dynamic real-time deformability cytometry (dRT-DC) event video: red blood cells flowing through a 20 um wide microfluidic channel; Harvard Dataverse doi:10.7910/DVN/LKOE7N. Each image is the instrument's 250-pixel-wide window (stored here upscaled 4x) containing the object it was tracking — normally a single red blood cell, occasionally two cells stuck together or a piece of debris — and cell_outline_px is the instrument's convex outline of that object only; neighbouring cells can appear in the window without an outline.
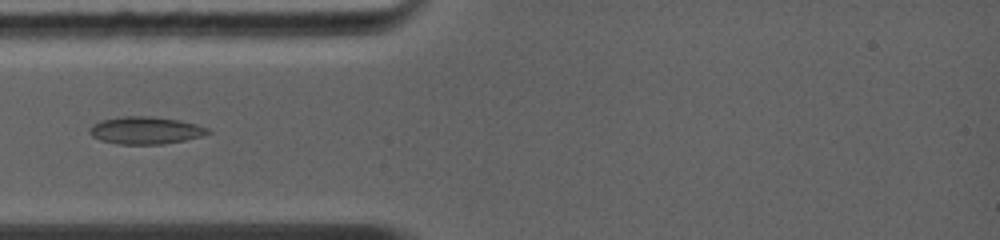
{"species": "common noctule bat (a hibernating species)", "species_latin": "Nyctalus noctula", "temperature_condition": "warm", "stored_images_in_passage": 31, "segment_of_instrument_passage": [1, 2], "camera_frame_rate_fps": 5000, "um_per_image_px": 0.085, "animal": {"sex": "female", "body_mass_g": 19.0, "forearm_length_mm": 56.7}, "frame": {"image": 1, "passage_image": 6, "time_ms": 2.4, "image_size_px": [1000, 240], "cell_outline_px": [[212, 132], [200, 136], [184, 140], [160, 144], [116, 144], [100, 140], [92, 136], [88, 132], [88, 128], [92, 124], [100, 120], [120, 116], [152, 116], [180, 120], [196, 124], [208, 128]], "centroid_in_image_um": [12.31, 11.07], "position_along_channel_um": 72.7, "area_um2": 19.02}}
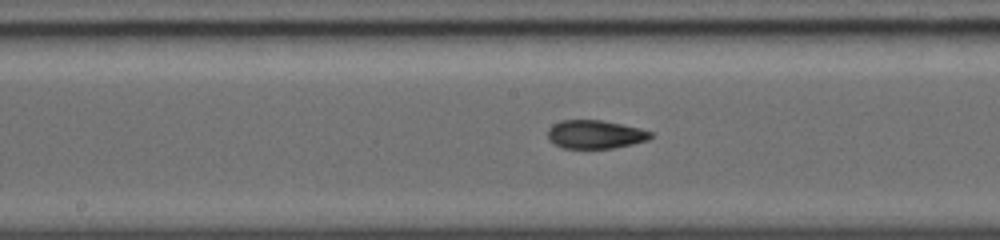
{"frame": {"image": 2, "passage_image": 12, "time_ms": 5.2, "image_size_px": [1000, 240], "cell_outline_px": [[652, 136], [648, 140], [632, 144], [612, 148], [564, 148], [548, 140], [548, 128], [552, 124], [560, 120], [600, 120], [640, 128], [652, 132]], "centroid_in_image_um": [50.57, 11.42], "position_along_channel_um": 197.6, "area_um2": 16.99}}
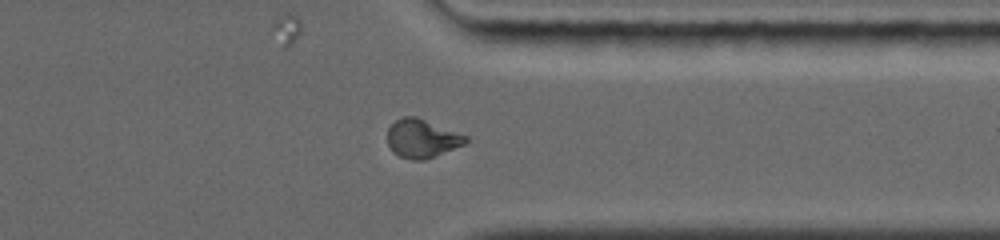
{"frame": {"image": 3, "passage_image": 20, "time_ms": 9.2, "image_size_px": [1000, 240], "cell_outline_px": [[468, 140], [464, 144], [424, 160], [412, 160], [400, 156], [392, 152], [388, 144], [388, 128], [396, 120], [404, 116], [416, 116], [468, 136]], "centroid_in_image_um": [35.85, 11.77], "position_along_channel_um": 375.5, "area_um2": 17.4}}